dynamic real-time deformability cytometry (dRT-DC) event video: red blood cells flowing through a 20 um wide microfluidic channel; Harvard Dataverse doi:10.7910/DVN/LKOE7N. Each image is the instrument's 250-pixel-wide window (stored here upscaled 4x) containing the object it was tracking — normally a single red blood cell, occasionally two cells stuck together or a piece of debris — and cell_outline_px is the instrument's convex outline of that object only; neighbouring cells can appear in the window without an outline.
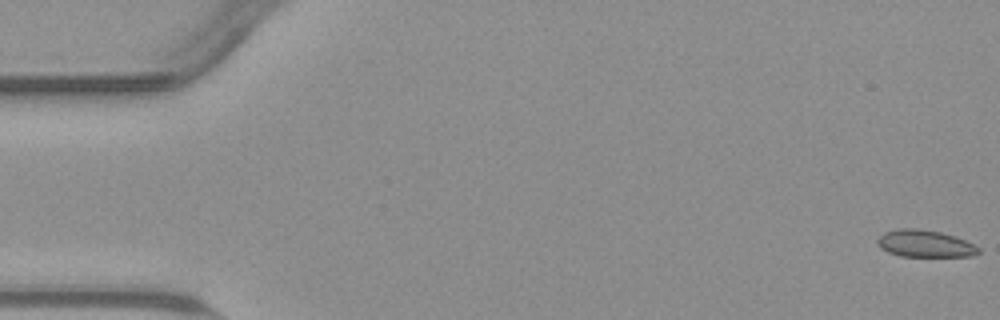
{"species": "common noctule bat (a hibernating species)", "species_latin": "Nyctalus noctula", "temperature_condition": "warm", "stored_images_in_passage": 55, "camera_frame_rate_fps": 3000, "um_per_image_px": 0.085, "animal": {"sex": "male", "body_mass_g": 23.1, "forearm_length_mm": 52.7}, "frame": {"image": 1, "passage_image": 1, "time_ms": 0.0, "image_size_px": [1000, 320], "cell_outline_px": [[980, 252], [972, 256], [900, 256], [888, 252], [880, 248], [876, 244], [876, 240], [884, 232], [896, 228], [916, 228], [940, 232], [956, 236], [980, 248]], "centroid_in_image_um": [78.58, 20.7], "position_along_channel_um": 6.4, "area_um2": 16.01}}
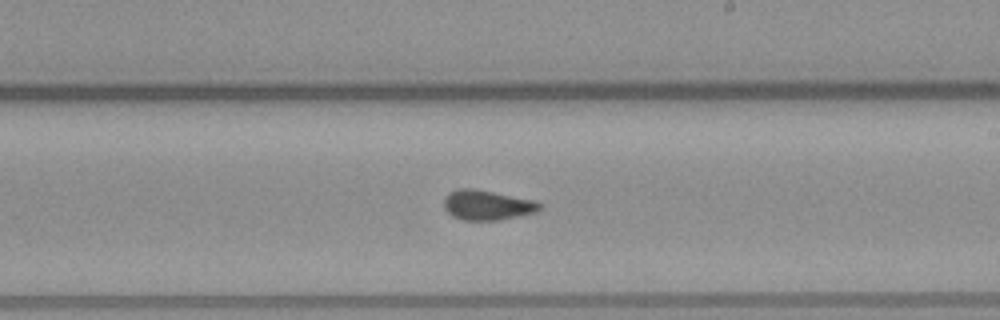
{"frame": {"image": 2, "passage_image": 32, "time_ms": 10.333, "image_size_px": [1000, 320], "cell_outline_px": [[544, 208], [536, 212], [496, 220], [464, 220], [452, 216], [444, 208], [444, 196], [448, 192], [460, 188], [472, 188], [536, 200], [544, 204]], "centroid_in_image_um": [41.43, 17.42], "position_along_channel_um": 247.6, "area_um2": 16.82}}
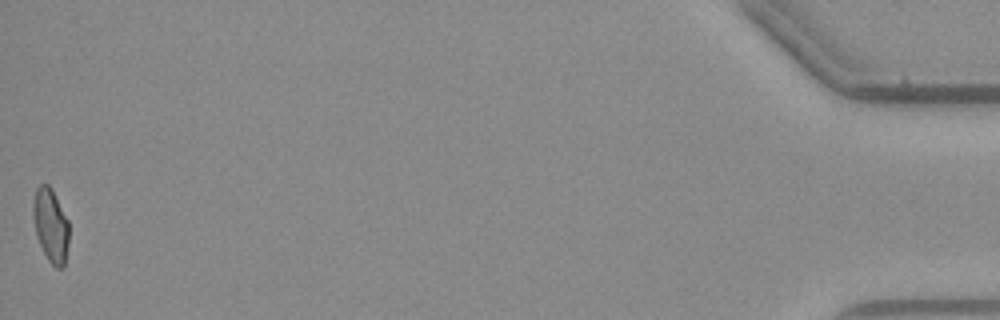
{"frame": {"image": 3, "passage_image": 55, "time_ms": 18.0, "image_size_px": [1000, 320], "cell_outline_px": [[68, 244], [64, 268], [56, 268], [48, 260], [36, 236], [32, 216], [32, 204], [36, 188], [40, 184], [48, 184], [52, 188], [68, 220]], "centroid_in_image_um": [4.29, 19.14], "position_along_channel_um": 430.9, "area_um2": 15.55}, "authors_computed_cell_mechanics": {"area_um2": 16.2996, "velocity_mm_per_s": 3.784, "shape_relaxation_time_tau1_ms": null, "shape_relaxation_time_tau2_ms": 1.5239, "deformation_change_tau1": null, "deformation_change_tau2": 0.0653}}